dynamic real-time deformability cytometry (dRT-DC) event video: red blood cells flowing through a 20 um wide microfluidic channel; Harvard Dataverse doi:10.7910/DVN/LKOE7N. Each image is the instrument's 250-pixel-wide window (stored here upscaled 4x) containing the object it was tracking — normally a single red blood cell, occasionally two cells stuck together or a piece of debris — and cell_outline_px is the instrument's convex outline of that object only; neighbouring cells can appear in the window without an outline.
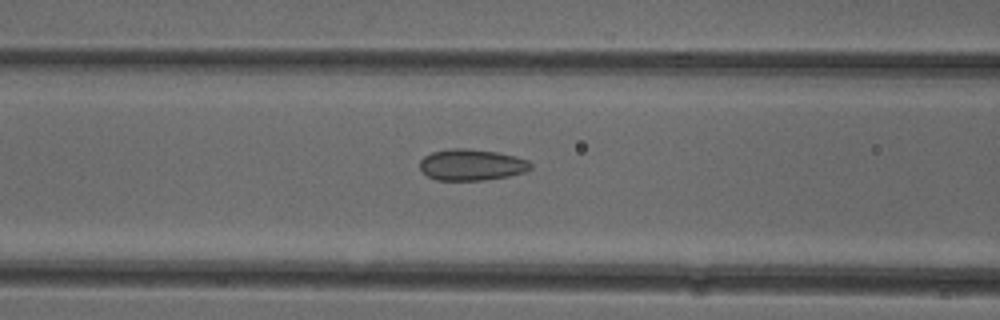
{"species": "common noctule bat (a hibernating species)", "species_latin": "Nyctalus noctula", "temperature_condition": "cold", "stored_images_in_passage": 39, "camera_frame_rate_fps": 3000, "um_per_image_px": 0.085, "animal": {"sex": "female"}, "frame": {"image": 1, "passage_image": 9, "time_ms": 2.667, "image_size_px": [1000, 320], "cell_outline_px": [[532, 168], [528, 172], [508, 176], [484, 180], [436, 180], [428, 176], [420, 168], [420, 160], [424, 156], [432, 152], [448, 148], [468, 148], [496, 152], [516, 156], [528, 160], [532, 164]], "centroid_in_image_um": [40.11, 14.0], "position_along_channel_um": 126.5, "area_um2": 20.4}}
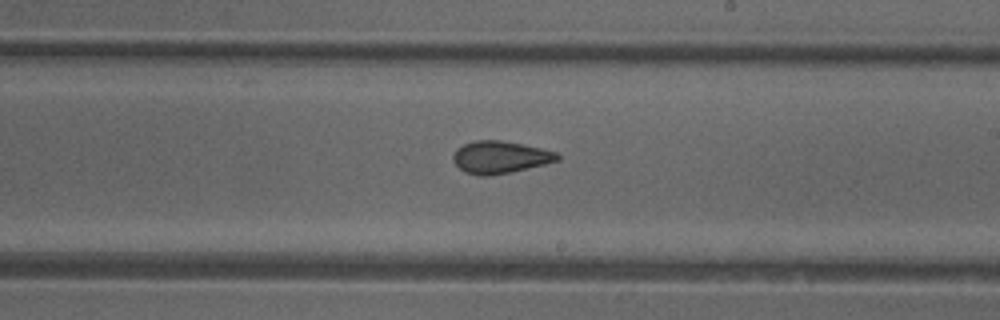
{"frame": {"image": 2, "passage_image": 18, "time_ms": 5.667, "image_size_px": [1000, 320], "cell_outline_px": [[560, 160], [512, 172], [492, 176], [480, 176], [464, 172], [452, 160], [452, 156], [456, 148], [464, 144], [476, 140], [500, 140], [540, 148], [556, 152], [560, 156]], "centroid_in_image_um": [42.48, 13.37], "position_along_channel_um": 246.5, "area_um2": 19.65}}
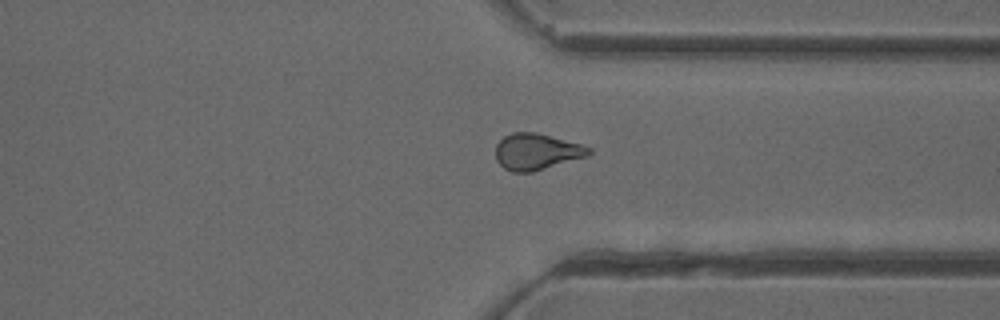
{"frame": {"image": 3, "passage_image": 27, "time_ms": 8.667, "image_size_px": [1000, 320], "cell_outline_px": [[592, 152], [588, 156], [532, 172], [512, 172], [504, 168], [496, 160], [496, 144], [504, 136], [512, 132], [536, 132], [580, 144], [592, 148]], "centroid_in_image_um": [45.6, 12.89], "position_along_channel_um": 365.8, "area_um2": 19.71}, "authors_computed_cell_mechanics": {"area_um2": 19.652, "velocity_mm_per_s": 3.9936, "shape_relaxation_time_tau1_ms": null, "shape_relaxation_time_tau2_ms": 1.6995, "deformation_change_tau1": null, "deformation_change_tau2": 0.0846}}